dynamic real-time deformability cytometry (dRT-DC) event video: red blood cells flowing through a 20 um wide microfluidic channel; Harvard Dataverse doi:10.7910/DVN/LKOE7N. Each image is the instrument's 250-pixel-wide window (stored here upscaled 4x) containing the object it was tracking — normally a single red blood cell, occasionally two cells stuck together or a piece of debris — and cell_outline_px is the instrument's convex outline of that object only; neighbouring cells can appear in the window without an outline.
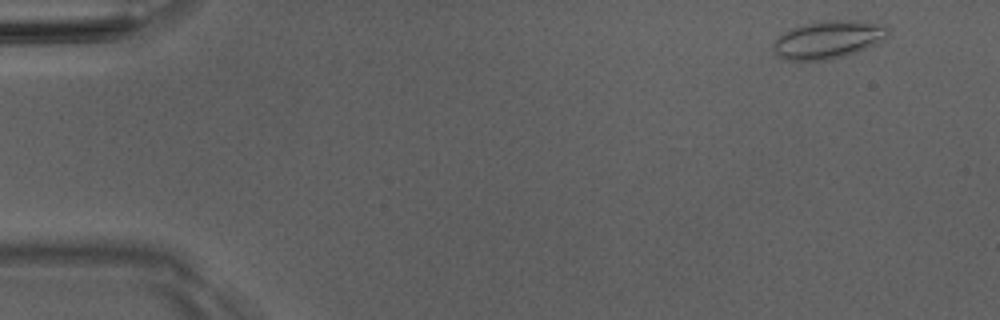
{"species": "Egyptian fruit bat (a non-hibernating species)", "species_latin": "Rousettus aegyptiacus", "temperature_condition": "room temperature", "stored_images_in_passage": 37, "camera_frame_rate_fps": 3000, "um_per_image_px": 0.085, "animal": {"sex": "male"}, "frame": {"image": 1, "passage_image": 1, "time_ms": 0.0, "image_size_px": [1000, 320], "cell_outline_px": [[888, 36], [884, 40], [876, 44], [856, 52], [844, 56], [824, 60], [784, 60], [772, 52], [772, 44], [784, 32], [792, 28], [812, 20], [856, 20], [884, 24], [888, 28]], "centroid_in_image_um": [70.39, 3.35], "position_along_channel_um": 14.6, "area_um2": 25.66}}
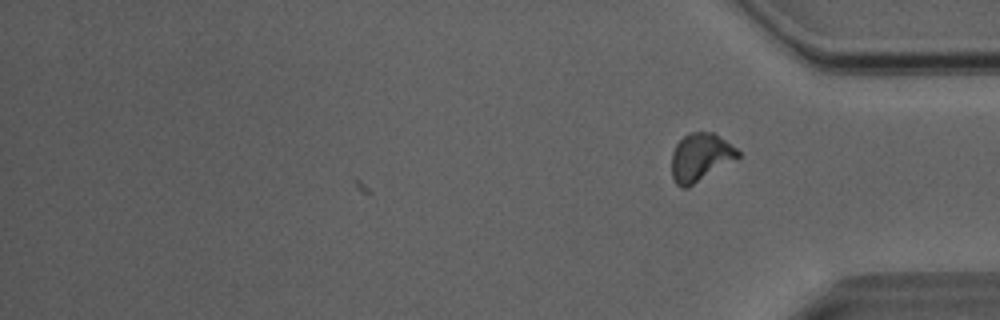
{"frame": {"image": 2, "passage_image": 37, "time_ms": 12.0, "image_size_px": [1000, 320], "cell_outline_px": [[740, 156], [688, 188], [680, 188], [676, 184], [672, 176], [672, 152], [676, 144], [684, 136], [692, 132], [712, 132], [736, 148], [740, 152]], "centroid_in_image_um": [59.5, 13.38], "position_along_channel_um": 375.7, "area_um2": 18.26}, "authors_computed_cell_mechanics": {"area_um2": 18.5538, "velocity_mm_per_s": 4.062, "shape_relaxation_time_tau1_ms": null, "shape_relaxation_time_tau2_ms": 1.4193, "deformation_change_tau1": null, "deformation_change_tau2": 0.0654}}